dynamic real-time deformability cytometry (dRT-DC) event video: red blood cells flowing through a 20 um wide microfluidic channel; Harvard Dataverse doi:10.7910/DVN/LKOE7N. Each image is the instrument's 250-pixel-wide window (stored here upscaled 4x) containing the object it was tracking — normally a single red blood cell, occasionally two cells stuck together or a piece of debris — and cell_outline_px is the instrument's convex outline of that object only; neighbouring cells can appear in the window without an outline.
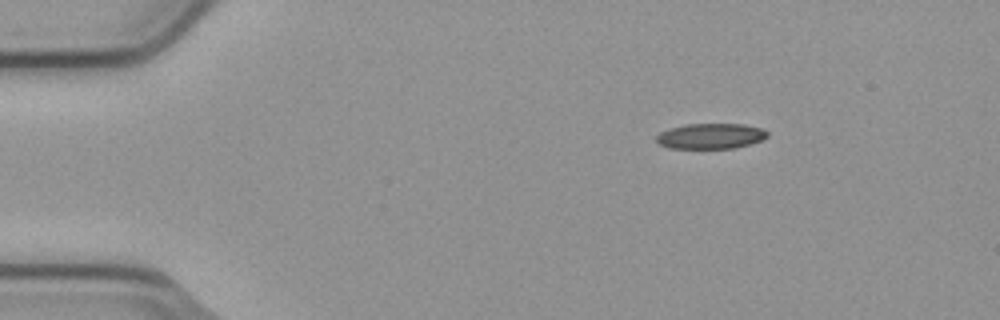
{"species": "common noctule bat (a hibernating species)", "species_latin": "Nyctalus noctula", "temperature_condition": "cold", "stored_images_in_passage": 3, "camera_frame_rate_fps": 3000, "um_per_image_px": 0.085, "animal": {"sex": "male", "body_mass_g": 23.1, "forearm_length_mm": 52.7}, "frame": {"image": 1, "passage_image": 1, "time_ms": 0.0, "image_size_px": [1000, 320], "cell_outline_px": [[768, 136], [764, 140], [736, 148], [668, 148], [660, 144], [656, 140], [656, 136], [660, 132], [668, 128], [688, 124], [744, 124], [764, 128], [768, 132]], "centroid_in_image_um": [60.45, 11.56], "position_along_channel_um": 24.6, "area_um2": 16.65}}